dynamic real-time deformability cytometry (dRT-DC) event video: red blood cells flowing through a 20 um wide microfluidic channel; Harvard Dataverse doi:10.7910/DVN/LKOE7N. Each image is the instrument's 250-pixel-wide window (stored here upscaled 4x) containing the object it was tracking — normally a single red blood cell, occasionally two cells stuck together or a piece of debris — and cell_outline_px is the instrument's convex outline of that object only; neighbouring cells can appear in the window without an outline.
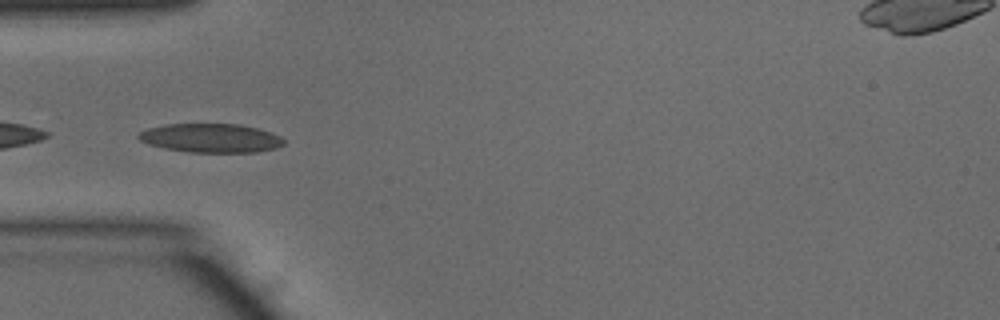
{"species": "common noctule bat (a hibernating species)", "species_latin": "Nyctalus noctula", "temperature_condition": "warm", "stored_images_in_passage": 34, "camera_frame_rate_fps": 3000, "um_per_image_px": 0.085, "animal": {"sex": "male", "body_mass_g": 15.6}, "frame": {"image": 1, "passage_image": 15, "time_ms": 4.667, "image_size_px": [1000, 320], "cell_outline_px": [[284, 144], [276, 148], [256, 152], [188, 152], [164, 148], [148, 144], [140, 140], [136, 136], [140, 132], [148, 128], [164, 124], [240, 124], [260, 128], [272, 132], [280, 136], [284, 140]], "centroid_in_image_um": [17.94, 11.73], "position_along_channel_um": 67.1, "area_um2": 24.62}}
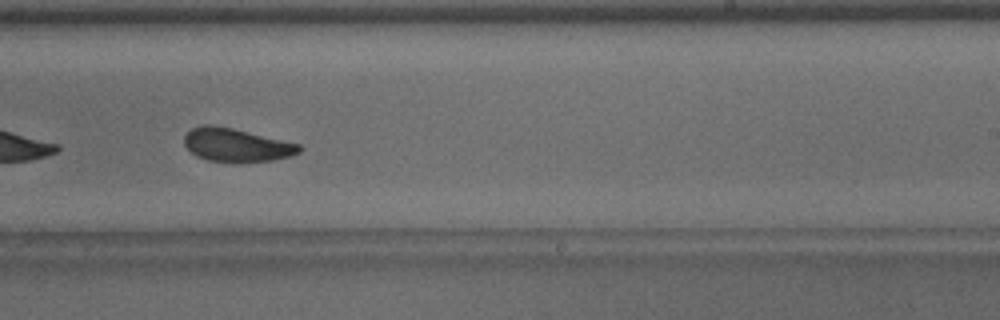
{"frame": {"image": 2, "passage_image": 30, "time_ms": 9.667, "image_size_px": [1000, 320], "cell_outline_px": [[304, 148], [300, 152], [292, 156], [272, 160], [208, 160], [196, 156], [184, 144], [184, 136], [192, 128], [204, 124], [212, 124], [232, 128], [300, 144]], "centroid_in_image_um": [20.11, 12.29], "position_along_channel_um": 268.9, "area_um2": 21.79}}